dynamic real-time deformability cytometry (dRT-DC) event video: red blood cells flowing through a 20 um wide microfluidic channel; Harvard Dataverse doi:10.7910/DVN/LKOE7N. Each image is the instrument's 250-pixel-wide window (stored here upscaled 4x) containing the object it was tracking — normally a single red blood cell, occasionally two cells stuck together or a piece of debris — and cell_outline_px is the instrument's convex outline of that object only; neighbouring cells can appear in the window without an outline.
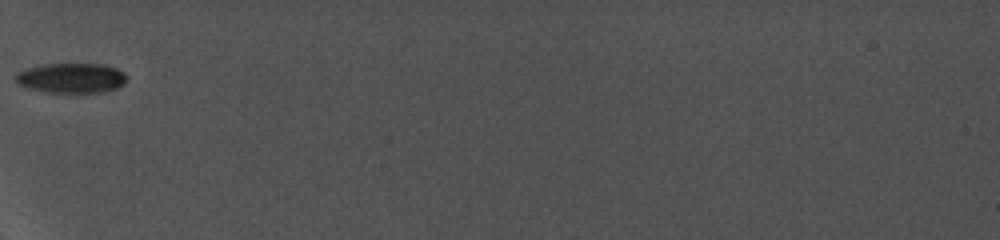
{"species": "common noctule bat (a hibernating species)", "species_latin": "Nyctalus noctula", "temperature_condition": "cold", "stored_images_in_passage": 15, "camera_frame_rate_fps": 5000, "um_per_image_px": 0.085, "animal": {"sex": "female", "body_mass_g": 19.0, "forearm_length_mm": 56.7}, "frame": {"image": 1, "passage_image": 1, "time_ms": 0.0, "image_size_px": [1000, 240], "cell_outline_px": [[128, 80], [124, 84], [116, 88], [104, 92], [48, 92], [28, 88], [16, 84], [16, 72], [28, 68], [44, 64], [100, 64], [116, 68], [124, 72], [128, 76]], "centroid_in_image_um": [6.08, 6.63], "position_along_channel_um": 78.9, "area_um2": 19.42}}